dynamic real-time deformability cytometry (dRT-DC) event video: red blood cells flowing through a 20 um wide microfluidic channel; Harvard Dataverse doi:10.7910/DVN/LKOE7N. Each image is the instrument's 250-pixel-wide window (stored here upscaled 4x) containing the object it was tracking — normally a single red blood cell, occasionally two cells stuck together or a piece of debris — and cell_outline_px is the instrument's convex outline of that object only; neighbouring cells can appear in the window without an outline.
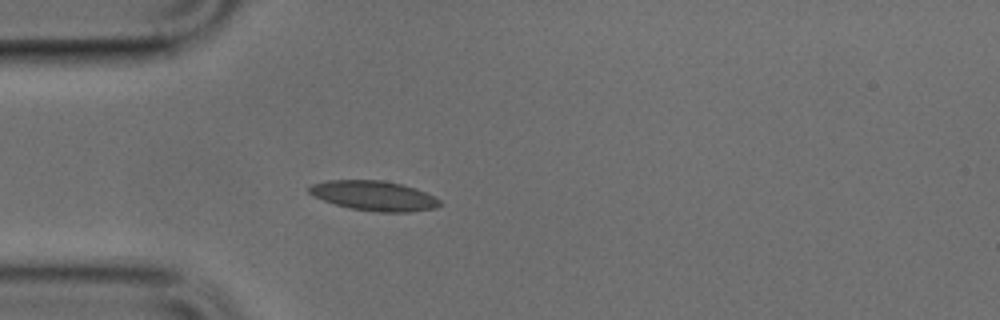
{"species": "common noctule bat (a hibernating species)", "species_latin": "Nyctalus noctula", "temperature_condition": "cold", "stored_images_in_passage": 37, "camera_frame_rate_fps": 3000, "um_per_image_px": 0.085, "animal": {"sex": "male", "body_mass_g": 17.9, "forearm_length_mm": 54.2}, "frame": {"image": 1, "passage_image": 1, "time_ms": 0.0, "image_size_px": [1000, 320], "cell_outline_px": [[444, 204], [436, 208], [408, 212], [376, 212], [352, 208], [336, 204], [312, 196], [308, 192], [308, 188], [312, 184], [328, 180], [384, 180], [416, 188], [440, 200]], "centroid_in_image_um": [31.8, 16.64], "position_along_channel_um": 53.2, "area_um2": 22.66}}
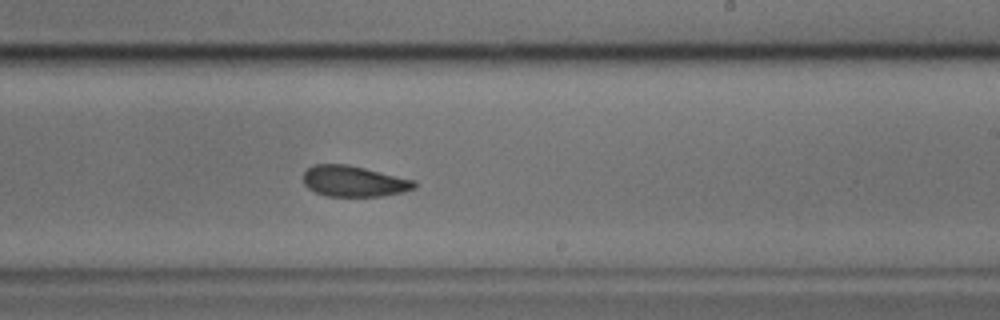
{"frame": {"image": 2, "passage_image": 17, "time_ms": 5.333, "image_size_px": [1000, 320], "cell_outline_px": [[416, 188], [404, 192], [384, 196], [328, 196], [316, 192], [308, 188], [304, 184], [304, 172], [312, 164], [348, 164], [416, 180]], "centroid_in_image_um": [30.11, 15.4], "position_along_channel_um": 258.9, "area_um2": 20.11}}
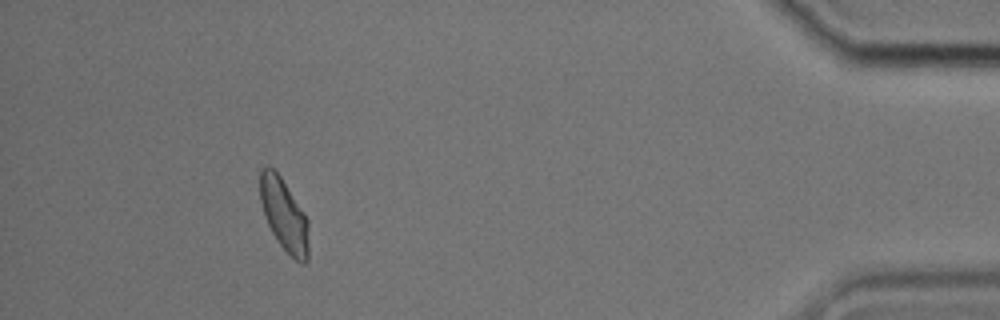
{"frame": {"image": 3, "passage_image": 33, "time_ms": 10.667, "image_size_px": [1000, 320], "cell_outline_px": [[308, 260], [304, 264], [300, 264], [276, 240], [268, 224], [260, 200], [260, 168], [268, 164], [280, 176], [304, 212], [308, 220]], "centroid_in_image_um": [24.15, 18.25], "position_along_channel_um": 411.1, "area_um2": 20.35}}